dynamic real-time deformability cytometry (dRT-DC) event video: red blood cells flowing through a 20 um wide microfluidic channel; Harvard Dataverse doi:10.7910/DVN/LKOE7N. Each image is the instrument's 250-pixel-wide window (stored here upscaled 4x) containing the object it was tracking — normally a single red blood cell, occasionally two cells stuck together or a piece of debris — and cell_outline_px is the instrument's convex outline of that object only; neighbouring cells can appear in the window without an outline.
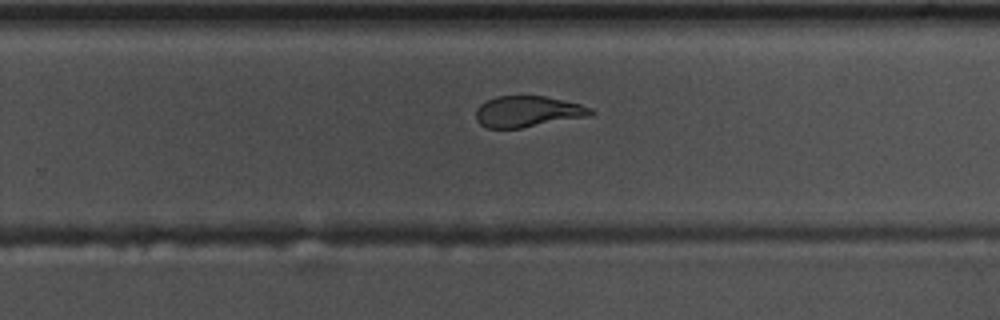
{"species": "common noctule bat (a hibernating species)", "species_latin": "Nyctalus noctula", "temperature_condition": "warm", "stored_images_in_passage": 42, "camera_frame_rate_fps": 3000, "um_per_image_px": 0.085, "animal": {"sex": "male", "body_mass_g": 17.5, "forearm_length_mm": 52.3}, "frame": {"image": 1, "passage_image": 22, "time_ms": 7.0, "image_size_px": [1000, 320], "cell_outline_px": [[596, 112], [592, 116], [520, 128], [488, 128], [480, 124], [476, 120], [476, 108], [480, 104], [496, 96], [544, 96], [580, 104], [592, 108]], "centroid_in_image_um": [44.88, 9.48], "position_along_channel_um": 284.9, "area_um2": 20.87}}
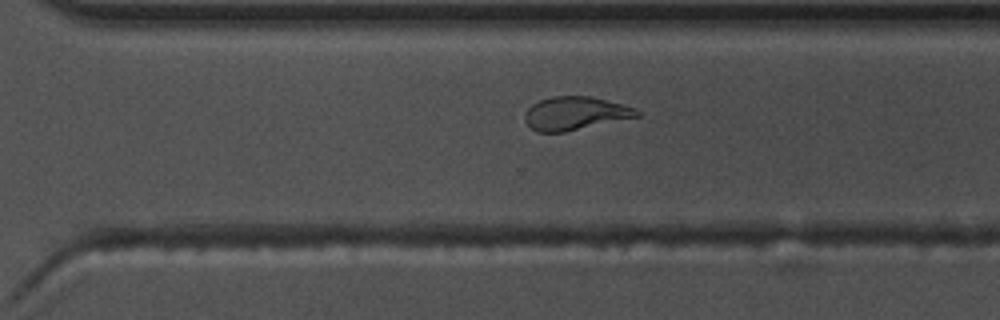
{"frame": {"image": 2, "passage_image": 25, "time_ms": 8.0, "image_size_px": [1000, 320], "cell_outline_px": [[640, 116], [564, 132], [536, 132], [524, 120], [524, 116], [528, 108], [532, 104], [540, 100], [552, 96], [592, 96], [624, 104], [636, 108], [640, 112]], "centroid_in_image_um": [48.9, 9.62], "position_along_channel_um": 321.7, "area_um2": 21.79}}
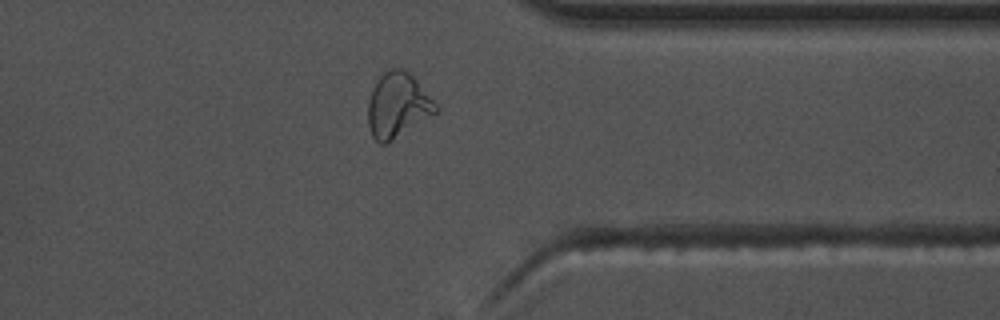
{"frame": {"image": 3, "passage_image": 30, "time_ms": 9.667, "image_size_px": [1000, 320], "cell_outline_px": [[440, 108], [436, 112], [384, 144], [380, 144], [372, 136], [368, 124], [368, 100], [372, 88], [380, 76], [388, 68], [396, 68], [408, 72], [416, 80]], "centroid_in_image_um": [33.76, 8.93], "position_along_channel_um": 377.6, "area_um2": 24.97}, "authors_computed_cell_mechanics": {"area_um2": 22.1663, "velocity_mm_per_s": 3.6766, "shape_relaxation_time_tau1_ms": 8.7516, "shape_relaxation_time_tau2_ms": 2.0826, "deformation_change_tau1": 0.2426, "deformation_change_tau2": 0.096}}